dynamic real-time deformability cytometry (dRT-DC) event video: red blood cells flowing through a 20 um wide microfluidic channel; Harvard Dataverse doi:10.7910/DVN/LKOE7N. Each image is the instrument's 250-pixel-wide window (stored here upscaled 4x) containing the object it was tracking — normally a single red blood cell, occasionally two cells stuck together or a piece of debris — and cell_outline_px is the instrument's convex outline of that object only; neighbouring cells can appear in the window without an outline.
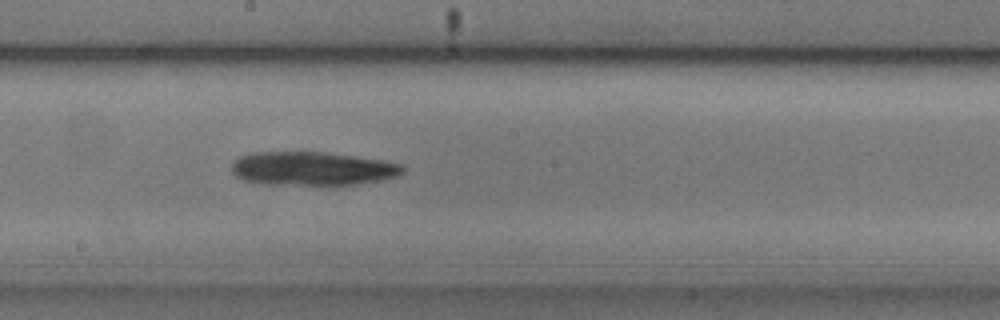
{"species": "common noctule bat (a hibernating species)", "species_latin": "Nyctalus noctula", "temperature_condition": "cold", "stored_images_in_passage": 39, "camera_frame_rate_fps": 3000, "um_per_image_px": 0.085, "animal": {"sex": "male", "body_mass_g": 20.5, "forearm_length_mm": 52.5}, "frame": {"image": 1, "passage_image": 15, "time_ms": 4.667, "image_size_px": [1000, 320], "cell_outline_px": [[404, 172], [396, 176], [380, 180], [356, 184], [264, 184], [244, 180], [236, 176], [232, 172], [232, 164], [240, 156], [256, 152], [324, 152], [380, 160], [400, 164], [404, 168]], "centroid_in_image_um": [26.52, 14.33], "position_along_channel_um": 221.7, "area_um2": 33.06}}
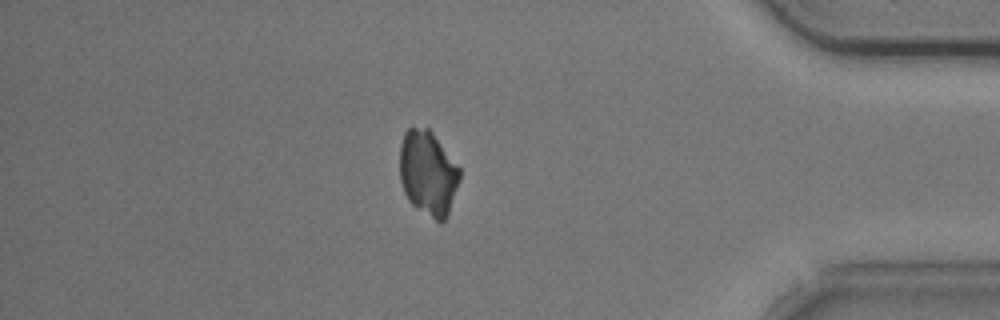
{"frame": {"image": 2, "passage_image": 32, "time_ms": 10.333, "image_size_px": [1000, 320], "cell_outline_px": [[460, 180], [448, 212], [444, 220], [440, 224], [416, 208], [408, 200], [404, 192], [400, 180], [400, 144], [404, 132], [408, 128], [428, 128], [432, 132], [460, 168]], "centroid_in_image_um": [36.37, 14.72], "position_along_channel_um": 398.8, "area_um2": 29.59}}